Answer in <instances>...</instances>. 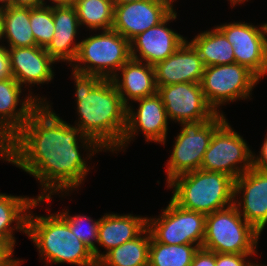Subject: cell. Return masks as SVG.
<instances>
[{"label": "cell", "instance_id": "cell-44", "mask_svg": "<svg viewBox=\"0 0 267 266\" xmlns=\"http://www.w3.org/2000/svg\"><path fill=\"white\" fill-rule=\"evenodd\" d=\"M171 5H173L172 4V2H174V0H167Z\"/></svg>", "mask_w": 267, "mask_h": 266}, {"label": "cell", "instance_id": "cell-18", "mask_svg": "<svg viewBox=\"0 0 267 266\" xmlns=\"http://www.w3.org/2000/svg\"><path fill=\"white\" fill-rule=\"evenodd\" d=\"M157 88L178 83H201L205 66L198 51L187 40L164 61L154 66Z\"/></svg>", "mask_w": 267, "mask_h": 266}, {"label": "cell", "instance_id": "cell-30", "mask_svg": "<svg viewBox=\"0 0 267 266\" xmlns=\"http://www.w3.org/2000/svg\"><path fill=\"white\" fill-rule=\"evenodd\" d=\"M30 26L37 46L46 47L55 32L53 6L30 8Z\"/></svg>", "mask_w": 267, "mask_h": 266}, {"label": "cell", "instance_id": "cell-5", "mask_svg": "<svg viewBox=\"0 0 267 266\" xmlns=\"http://www.w3.org/2000/svg\"><path fill=\"white\" fill-rule=\"evenodd\" d=\"M259 236L233 204L206 215L202 248L215 253L256 254Z\"/></svg>", "mask_w": 267, "mask_h": 266}, {"label": "cell", "instance_id": "cell-27", "mask_svg": "<svg viewBox=\"0 0 267 266\" xmlns=\"http://www.w3.org/2000/svg\"><path fill=\"white\" fill-rule=\"evenodd\" d=\"M80 25L89 29H112L114 23L113 0H77L73 5Z\"/></svg>", "mask_w": 267, "mask_h": 266}, {"label": "cell", "instance_id": "cell-13", "mask_svg": "<svg viewBox=\"0 0 267 266\" xmlns=\"http://www.w3.org/2000/svg\"><path fill=\"white\" fill-rule=\"evenodd\" d=\"M168 119L174 122L211 120L218 113L208 104L201 83H178L158 87Z\"/></svg>", "mask_w": 267, "mask_h": 266}, {"label": "cell", "instance_id": "cell-39", "mask_svg": "<svg viewBox=\"0 0 267 266\" xmlns=\"http://www.w3.org/2000/svg\"><path fill=\"white\" fill-rule=\"evenodd\" d=\"M138 1H144V0H113V4L115 5H122L125 3H130V2H138Z\"/></svg>", "mask_w": 267, "mask_h": 266}, {"label": "cell", "instance_id": "cell-19", "mask_svg": "<svg viewBox=\"0 0 267 266\" xmlns=\"http://www.w3.org/2000/svg\"><path fill=\"white\" fill-rule=\"evenodd\" d=\"M13 78L23 84H42L53 79L52 64L55 61L44 47L7 48Z\"/></svg>", "mask_w": 267, "mask_h": 266}, {"label": "cell", "instance_id": "cell-26", "mask_svg": "<svg viewBox=\"0 0 267 266\" xmlns=\"http://www.w3.org/2000/svg\"><path fill=\"white\" fill-rule=\"evenodd\" d=\"M3 36L8 39L9 48L37 46L30 26V8H3Z\"/></svg>", "mask_w": 267, "mask_h": 266}, {"label": "cell", "instance_id": "cell-8", "mask_svg": "<svg viewBox=\"0 0 267 266\" xmlns=\"http://www.w3.org/2000/svg\"><path fill=\"white\" fill-rule=\"evenodd\" d=\"M259 77L244 65L237 63L207 66L201 87L208 104L216 113L225 102L247 99Z\"/></svg>", "mask_w": 267, "mask_h": 266}, {"label": "cell", "instance_id": "cell-16", "mask_svg": "<svg viewBox=\"0 0 267 266\" xmlns=\"http://www.w3.org/2000/svg\"><path fill=\"white\" fill-rule=\"evenodd\" d=\"M242 191V201L235 200L234 205L239 214L261 234L267 224V172L252 166L240 175L235 180V198Z\"/></svg>", "mask_w": 267, "mask_h": 266}, {"label": "cell", "instance_id": "cell-2", "mask_svg": "<svg viewBox=\"0 0 267 266\" xmlns=\"http://www.w3.org/2000/svg\"><path fill=\"white\" fill-rule=\"evenodd\" d=\"M72 72L80 116L77 127L102 150L116 151L126 128L127 106L111 79Z\"/></svg>", "mask_w": 267, "mask_h": 266}, {"label": "cell", "instance_id": "cell-43", "mask_svg": "<svg viewBox=\"0 0 267 266\" xmlns=\"http://www.w3.org/2000/svg\"><path fill=\"white\" fill-rule=\"evenodd\" d=\"M250 266H263V265H259V264L255 265V264L251 263Z\"/></svg>", "mask_w": 267, "mask_h": 266}, {"label": "cell", "instance_id": "cell-20", "mask_svg": "<svg viewBox=\"0 0 267 266\" xmlns=\"http://www.w3.org/2000/svg\"><path fill=\"white\" fill-rule=\"evenodd\" d=\"M53 22L55 32L45 50L55 62L67 61L72 65L79 49V42L74 39L80 26L74 6L53 5Z\"/></svg>", "mask_w": 267, "mask_h": 266}, {"label": "cell", "instance_id": "cell-15", "mask_svg": "<svg viewBox=\"0 0 267 266\" xmlns=\"http://www.w3.org/2000/svg\"><path fill=\"white\" fill-rule=\"evenodd\" d=\"M167 0H144L114 6L112 29L131 41L138 34L158 25L172 11Z\"/></svg>", "mask_w": 267, "mask_h": 266}, {"label": "cell", "instance_id": "cell-42", "mask_svg": "<svg viewBox=\"0 0 267 266\" xmlns=\"http://www.w3.org/2000/svg\"><path fill=\"white\" fill-rule=\"evenodd\" d=\"M262 26H263L264 34L266 35L265 37H267V23L266 24L264 23Z\"/></svg>", "mask_w": 267, "mask_h": 266}, {"label": "cell", "instance_id": "cell-10", "mask_svg": "<svg viewBox=\"0 0 267 266\" xmlns=\"http://www.w3.org/2000/svg\"><path fill=\"white\" fill-rule=\"evenodd\" d=\"M205 225L206 214L183 209L172 200L159 218H147L151 237L156 242L169 245L195 244L201 248Z\"/></svg>", "mask_w": 267, "mask_h": 266}, {"label": "cell", "instance_id": "cell-14", "mask_svg": "<svg viewBox=\"0 0 267 266\" xmlns=\"http://www.w3.org/2000/svg\"><path fill=\"white\" fill-rule=\"evenodd\" d=\"M136 101L139 103L137 112L127 106L126 128L118 151L125 148L139 130L144 133L146 141L160 142L163 145L166 142L168 116L160 95L155 93Z\"/></svg>", "mask_w": 267, "mask_h": 266}, {"label": "cell", "instance_id": "cell-3", "mask_svg": "<svg viewBox=\"0 0 267 266\" xmlns=\"http://www.w3.org/2000/svg\"><path fill=\"white\" fill-rule=\"evenodd\" d=\"M167 187L174 188L171 200L179 207L206 215L235 201V179L221 172L198 169L176 176Z\"/></svg>", "mask_w": 267, "mask_h": 266}, {"label": "cell", "instance_id": "cell-38", "mask_svg": "<svg viewBox=\"0 0 267 266\" xmlns=\"http://www.w3.org/2000/svg\"><path fill=\"white\" fill-rule=\"evenodd\" d=\"M4 38L3 36V8H0V40Z\"/></svg>", "mask_w": 267, "mask_h": 266}, {"label": "cell", "instance_id": "cell-11", "mask_svg": "<svg viewBox=\"0 0 267 266\" xmlns=\"http://www.w3.org/2000/svg\"><path fill=\"white\" fill-rule=\"evenodd\" d=\"M22 86L14 79L0 80V158L4 159L10 152L13 136L28 121L32 112L40 105L45 104V99L29 95L21 103V108L16 110ZM36 98V99H35ZM39 100V101H38Z\"/></svg>", "mask_w": 267, "mask_h": 266}, {"label": "cell", "instance_id": "cell-29", "mask_svg": "<svg viewBox=\"0 0 267 266\" xmlns=\"http://www.w3.org/2000/svg\"><path fill=\"white\" fill-rule=\"evenodd\" d=\"M59 214L66 220L72 233L93 252V256L98 262L102 258V254L98 251L99 249L97 246H95V242H98L100 219L95 221L91 219V217L77 214L72 217L69 215L68 211L60 212ZM84 222L88 224V226L86 224L87 228L84 226Z\"/></svg>", "mask_w": 267, "mask_h": 266}, {"label": "cell", "instance_id": "cell-35", "mask_svg": "<svg viewBox=\"0 0 267 266\" xmlns=\"http://www.w3.org/2000/svg\"><path fill=\"white\" fill-rule=\"evenodd\" d=\"M259 153L260 156L255 157V155H253V167L267 172V135Z\"/></svg>", "mask_w": 267, "mask_h": 266}, {"label": "cell", "instance_id": "cell-28", "mask_svg": "<svg viewBox=\"0 0 267 266\" xmlns=\"http://www.w3.org/2000/svg\"><path fill=\"white\" fill-rule=\"evenodd\" d=\"M192 245L163 244L151 237L148 266H190L199 249L197 245Z\"/></svg>", "mask_w": 267, "mask_h": 266}, {"label": "cell", "instance_id": "cell-40", "mask_svg": "<svg viewBox=\"0 0 267 266\" xmlns=\"http://www.w3.org/2000/svg\"><path fill=\"white\" fill-rule=\"evenodd\" d=\"M0 2L2 3L0 8H6L10 6V0H0Z\"/></svg>", "mask_w": 267, "mask_h": 266}, {"label": "cell", "instance_id": "cell-37", "mask_svg": "<svg viewBox=\"0 0 267 266\" xmlns=\"http://www.w3.org/2000/svg\"><path fill=\"white\" fill-rule=\"evenodd\" d=\"M54 6H73L76 3V0H50Z\"/></svg>", "mask_w": 267, "mask_h": 266}, {"label": "cell", "instance_id": "cell-22", "mask_svg": "<svg viewBox=\"0 0 267 266\" xmlns=\"http://www.w3.org/2000/svg\"><path fill=\"white\" fill-rule=\"evenodd\" d=\"M147 227V217L105 214L100 218L98 244L107 252L137 237Z\"/></svg>", "mask_w": 267, "mask_h": 266}, {"label": "cell", "instance_id": "cell-36", "mask_svg": "<svg viewBox=\"0 0 267 266\" xmlns=\"http://www.w3.org/2000/svg\"><path fill=\"white\" fill-rule=\"evenodd\" d=\"M45 0H10L11 6L35 8L45 5Z\"/></svg>", "mask_w": 267, "mask_h": 266}, {"label": "cell", "instance_id": "cell-33", "mask_svg": "<svg viewBox=\"0 0 267 266\" xmlns=\"http://www.w3.org/2000/svg\"><path fill=\"white\" fill-rule=\"evenodd\" d=\"M190 266H216V253L201 247L195 252Z\"/></svg>", "mask_w": 267, "mask_h": 266}, {"label": "cell", "instance_id": "cell-12", "mask_svg": "<svg viewBox=\"0 0 267 266\" xmlns=\"http://www.w3.org/2000/svg\"><path fill=\"white\" fill-rule=\"evenodd\" d=\"M217 28L232 44L235 63L246 66L259 78L267 74V38L263 26L234 22Z\"/></svg>", "mask_w": 267, "mask_h": 266}, {"label": "cell", "instance_id": "cell-32", "mask_svg": "<svg viewBox=\"0 0 267 266\" xmlns=\"http://www.w3.org/2000/svg\"><path fill=\"white\" fill-rule=\"evenodd\" d=\"M14 247L0 237V266H19L21 261L12 259Z\"/></svg>", "mask_w": 267, "mask_h": 266}, {"label": "cell", "instance_id": "cell-34", "mask_svg": "<svg viewBox=\"0 0 267 266\" xmlns=\"http://www.w3.org/2000/svg\"><path fill=\"white\" fill-rule=\"evenodd\" d=\"M13 78L10 68V58L7 47L0 45V80Z\"/></svg>", "mask_w": 267, "mask_h": 266}, {"label": "cell", "instance_id": "cell-7", "mask_svg": "<svg viewBox=\"0 0 267 266\" xmlns=\"http://www.w3.org/2000/svg\"><path fill=\"white\" fill-rule=\"evenodd\" d=\"M226 121L223 113L211 120L182 122L167 162V183L178 175L200 169L213 133Z\"/></svg>", "mask_w": 267, "mask_h": 266}, {"label": "cell", "instance_id": "cell-31", "mask_svg": "<svg viewBox=\"0 0 267 266\" xmlns=\"http://www.w3.org/2000/svg\"><path fill=\"white\" fill-rule=\"evenodd\" d=\"M253 254L216 253V266H250L246 261Z\"/></svg>", "mask_w": 267, "mask_h": 266}, {"label": "cell", "instance_id": "cell-41", "mask_svg": "<svg viewBox=\"0 0 267 266\" xmlns=\"http://www.w3.org/2000/svg\"><path fill=\"white\" fill-rule=\"evenodd\" d=\"M246 0H230V3L232 6H235L237 3L245 2ZM248 1V0H247Z\"/></svg>", "mask_w": 267, "mask_h": 266}, {"label": "cell", "instance_id": "cell-23", "mask_svg": "<svg viewBox=\"0 0 267 266\" xmlns=\"http://www.w3.org/2000/svg\"><path fill=\"white\" fill-rule=\"evenodd\" d=\"M43 199L18 197L0 193V237L7 240L13 247L15 245V237L13 230H19L27 234V218L32 208ZM29 210V211H28ZM16 222L12 228L10 225ZM11 227V228H10Z\"/></svg>", "mask_w": 267, "mask_h": 266}, {"label": "cell", "instance_id": "cell-21", "mask_svg": "<svg viewBox=\"0 0 267 266\" xmlns=\"http://www.w3.org/2000/svg\"><path fill=\"white\" fill-rule=\"evenodd\" d=\"M121 78L116 74L111 80L119 92L123 103L135 101L157 93L154 67L147 63L130 59L120 69ZM129 98V99H128Z\"/></svg>", "mask_w": 267, "mask_h": 266}, {"label": "cell", "instance_id": "cell-1", "mask_svg": "<svg viewBox=\"0 0 267 266\" xmlns=\"http://www.w3.org/2000/svg\"><path fill=\"white\" fill-rule=\"evenodd\" d=\"M80 139L86 150H92L89 158L102 151L79 127L57 116L48 103L40 104L13 136L11 150L4 160L33 175L44 188L38 199L49 201L56 192L78 188L89 172L90 167L87 168L79 152Z\"/></svg>", "mask_w": 267, "mask_h": 266}, {"label": "cell", "instance_id": "cell-4", "mask_svg": "<svg viewBox=\"0 0 267 266\" xmlns=\"http://www.w3.org/2000/svg\"><path fill=\"white\" fill-rule=\"evenodd\" d=\"M28 213L27 235L36 244L39 256L47 263L97 266L93 252L72 233L59 213L49 216H33Z\"/></svg>", "mask_w": 267, "mask_h": 266}, {"label": "cell", "instance_id": "cell-9", "mask_svg": "<svg viewBox=\"0 0 267 266\" xmlns=\"http://www.w3.org/2000/svg\"><path fill=\"white\" fill-rule=\"evenodd\" d=\"M247 145L225 121L213 133L200 169L221 172L236 180L253 166V153ZM238 164H241L240 167Z\"/></svg>", "mask_w": 267, "mask_h": 266}, {"label": "cell", "instance_id": "cell-17", "mask_svg": "<svg viewBox=\"0 0 267 266\" xmlns=\"http://www.w3.org/2000/svg\"><path fill=\"white\" fill-rule=\"evenodd\" d=\"M176 16L177 13L173 10L158 25L133 38L130 41L132 59L154 66L172 55L186 41L182 35L166 27ZM137 52L140 55H137Z\"/></svg>", "mask_w": 267, "mask_h": 266}, {"label": "cell", "instance_id": "cell-25", "mask_svg": "<svg viewBox=\"0 0 267 266\" xmlns=\"http://www.w3.org/2000/svg\"><path fill=\"white\" fill-rule=\"evenodd\" d=\"M190 43L198 51L205 67L235 63L232 44L217 27L198 34Z\"/></svg>", "mask_w": 267, "mask_h": 266}, {"label": "cell", "instance_id": "cell-24", "mask_svg": "<svg viewBox=\"0 0 267 266\" xmlns=\"http://www.w3.org/2000/svg\"><path fill=\"white\" fill-rule=\"evenodd\" d=\"M150 241L151 234L146 227L134 239L102 254L97 266H148Z\"/></svg>", "mask_w": 267, "mask_h": 266}, {"label": "cell", "instance_id": "cell-6", "mask_svg": "<svg viewBox=\"0 0 267 266\" xmlns=\"http://www.w3.org/2000/svg\"><path fill=\"white\" fill-rule=\"evenodd\" d=\"M131 58L130 41L115 30L109 29L79 42L74 61L78 64L71 66L79 73L112 79L117 74L116 71H119ZM81 63L84 66L79 65Z\"/></svg>", "mask_w": 267, "mask_h": 266}]
</instances>
